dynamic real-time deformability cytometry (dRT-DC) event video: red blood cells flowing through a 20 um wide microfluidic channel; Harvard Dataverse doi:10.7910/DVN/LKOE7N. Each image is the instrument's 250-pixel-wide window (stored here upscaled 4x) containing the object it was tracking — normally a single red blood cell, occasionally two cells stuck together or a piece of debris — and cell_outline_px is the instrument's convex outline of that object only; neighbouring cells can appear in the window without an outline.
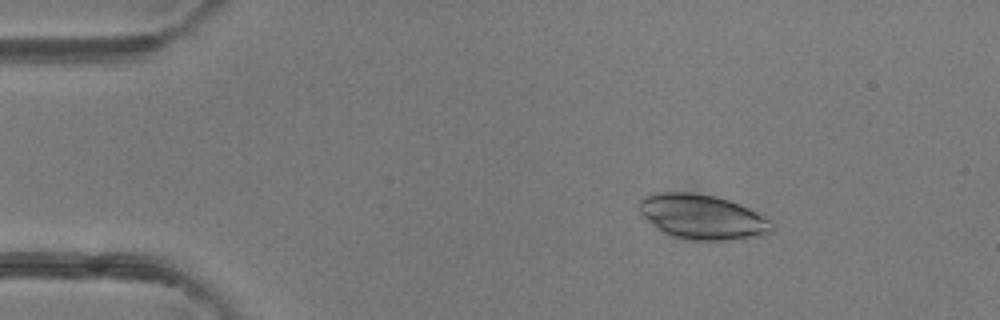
{"species": "common noctule bat (a hibernating species)", "species_latin": "Nyctalus noctula", "temperature_condition": "room temperature", "stored_images_in_passage": 49, "camera_frame_rate_fps": 3000, "um_per_image_px": 0.085, "animal": {"sex": "female"}, "frame": {"image": 1, "passage_image": 8, "time_ms": 2.333, "image_size_px": [1000, 320], "cell_outline_px": [[776, 228], [772, 232], [760, 236], [724, 240], [692, 240], [672, 236], [664, 232], [648, 220], [636, 208], [636, 204], [640, 196], [648, 192], [688, 192], [716, 196], [740, 204], [772, 220], [776, 224]], "centroid_in_image_um": [59.68, 18.41], "position_along_channel_um": 25.3, "area_um2": 35.08}}
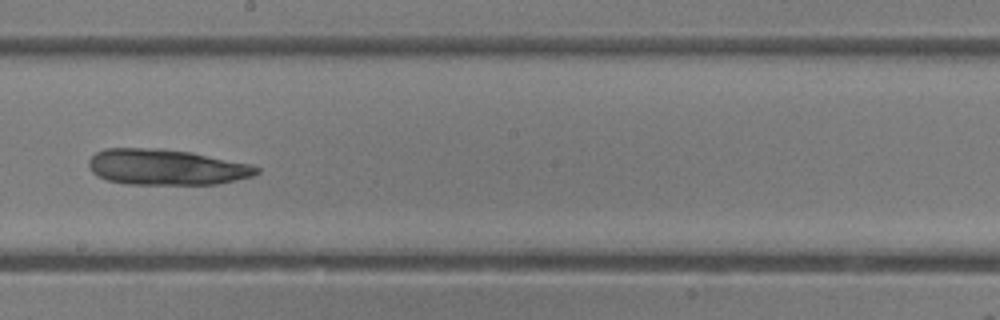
{"frame": {"image": 2, "passage_image": 28, "time_ms": 9.0, "image_size_px": [1000, 320], "cell_outline_px": [[260, 172], [252, 176], [236, 180], [216, 184], [128, 184], [108, 180], [96, 176], [88, 168], [88, 160], [96, 152], [104, 148], [160, 148], [192, 152], [252, 164], [260, 168]], "centroid_in_image_um": [14.12, 14.2], "position_along_channel_um": 234.1, "area_um2": 35.26}}
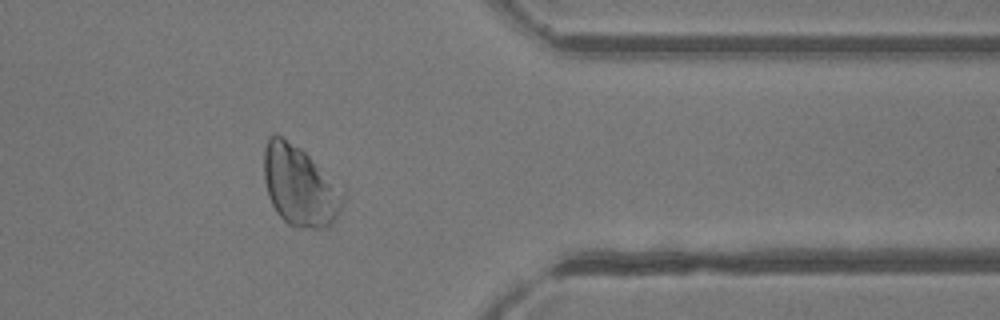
{"frame": {"image": 3, "passage_image": 40, "time_ms": 13.0, "image_size_px": [1000, 320], "cell_outline_px": [[344, 200], [340, 212], [336, 220], [324, 228], [296, 228], [288, 224], [276, 212], [268, 196], [264, 180], [264, 148], [268, 136], [276, 132], [300, 148], [344, 192]], "centroid_in_image_um": [25.44, 15.82], "position_along_channel_um": 386.0, "area_um2": 36.76}}